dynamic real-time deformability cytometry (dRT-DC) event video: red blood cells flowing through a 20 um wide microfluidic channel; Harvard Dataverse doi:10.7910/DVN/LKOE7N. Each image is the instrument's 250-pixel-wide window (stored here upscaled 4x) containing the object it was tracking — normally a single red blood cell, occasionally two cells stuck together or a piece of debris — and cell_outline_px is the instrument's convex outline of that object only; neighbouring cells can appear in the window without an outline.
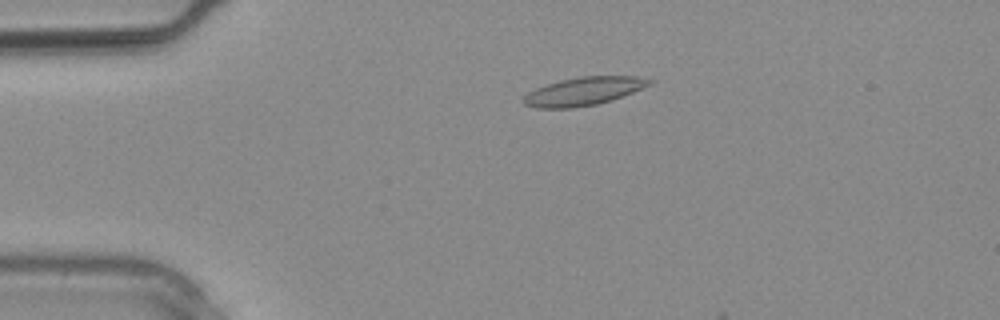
{"species": "common noctule bat (a hibernating species)", "species_latin": "Nyctalus noctula", "temperature_condition": "warm", "stored_images_in_passage": 2, "camera_frame_rate_fps": 3000, "um_per_image_px": 0.085, "animal": {"sex": "male", "body_mass_g": 20.4}, "frame": {"image": 1, "passage_image": 2, "time_ms": 0.333, "image_size_px": [1000, 320], "cell_outline_px": [[656, 80], [652, 84], [612, 100], [596, 104], [572, 108], [536, 108], [524, 104], [520, 100], [528, 92], [536, 88], [560, 80], [580, 76], [636, 76]], "centroid_in_image_um": [49.6, 7.75], "position_along_channel_um": 35.4, "area_um2": 20.75}}